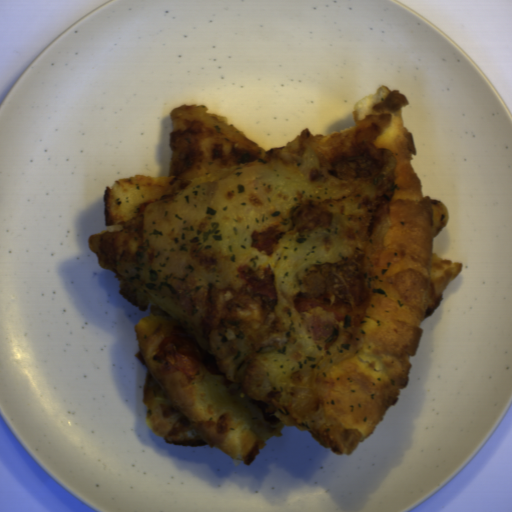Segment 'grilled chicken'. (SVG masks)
<instances>
[{
  "mask_svg": "<svg viewBox=\"0 0 512 512\" xmlns=\"http://www.w3.org/2000/svg\"><path fill=\"white\" fill-rule=\"evenodd\" d=\"M332 222L333 212L314 203H305L294 210L291 231L313 232L316 228H328Z\"/></svg>",
  "mask_w": 512,
  "mask_h": 512,
  "instance_id": "grilled-chicken-5",
  "label": "grilled chicken"
},
{
  "mask_svg": "<svg viewBox=\"0 0 512 512\" xmlns=\"http://www.w3.org/2000/svg\"><path fill=\"white\" fill-rule=\"evenodd\" d=\"M362 154L332 163L331 173L343 180L367 179L377 189L374 200L365 203L369 214L366 232L376 231L391 205L396 184L397 155L374 144L361 146Z\"/></svg>",
  "mask_w": 512,
  "mask_h": 512,
  "instance_id": "grilled-chicken-2",
  "label": "grilled chicken"
},
{
  "mask_svg": "<svg viewBox=\"0 0 512 512\" xmlns=\"http://www.w3.org/2000/svg\"><path fill=\"white\" fill-rule=\"evenodd\" d=\"M171 154L168 173L170 176L183 175L199 157L198 136L187 129L167 133Z\"/></svg>",
  "mask_w": 512,
  "mask_h": 512,
  "instance_id": "grilled-chicken-4",
  "label": "grilled chicken"
},
{
  "mask_svg": "<svg viewBox=\"0 0 512 512\" xmlns=\"http://www.w3.org/2000/svg\"><path fill=\"white\" fill-rule=\"evenodd\" d=\"M304 283L308 296L327 294L333 304H346L348 310L360 307L368 298L364 251L316 264Z\"/></svg>",
  "mask_w": 512,
  "mask_h": 512,
  "instance_id": "grilled-chicken-3",
  "label": "grilled chicken"
},
{
  "mask_svg": "<svg viewBox=\"0 0 512 512\" xmlns=\"http://www.w3.org/2000/svg\"><path fill=\"white\" fill-rule=\"evenodd\" d=\"M199 323L205 339L217 330L236 333L251 343L285 332L284 319L275 310L276 300L255 293L250 283L240 289L211 286Z\"/></svg>",
  "mask_w": 512,
  "mask_h": 512,
  "instance_id": "grilled-chicken-1",
  "label": "grilled chicken"
}]
</instances>
